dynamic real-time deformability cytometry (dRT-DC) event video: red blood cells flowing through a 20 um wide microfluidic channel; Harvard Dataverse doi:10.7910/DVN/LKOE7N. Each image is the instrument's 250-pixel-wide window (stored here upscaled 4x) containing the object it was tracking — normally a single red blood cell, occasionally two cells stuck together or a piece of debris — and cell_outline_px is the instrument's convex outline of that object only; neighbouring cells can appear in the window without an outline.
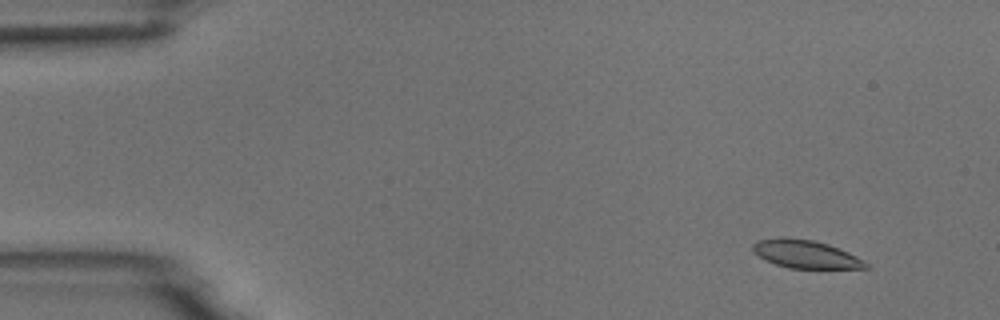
{"species": "common noctule bat (a hibernating species)", "species_latin": "Nyctalus noctula", "temperature_condition": "room temperature", "stored_images_in_passage": 5, "camera_frame_rate_fps": 3000, "um_per_image_px": 0.085, "animal": {"sex": "male", "body_mass_g": 18.8}, "frame": {"image": 1, "passage_image": 2, "time_ms": 1.333, "image_size_px": [1000, 320], "cell_outline_px": [[868, 268], [788, 268], [764, 260], [752, 248], [752, 244], [756, 240], [780, 236], [788, 236], [812, 240], [828, 244], [848, 252], [864, 260], [868, 264]], "centroid_in_image_um": [68.44, 21.58], "position_along_channel_um": 16.6, "area_um2": 18.55}}